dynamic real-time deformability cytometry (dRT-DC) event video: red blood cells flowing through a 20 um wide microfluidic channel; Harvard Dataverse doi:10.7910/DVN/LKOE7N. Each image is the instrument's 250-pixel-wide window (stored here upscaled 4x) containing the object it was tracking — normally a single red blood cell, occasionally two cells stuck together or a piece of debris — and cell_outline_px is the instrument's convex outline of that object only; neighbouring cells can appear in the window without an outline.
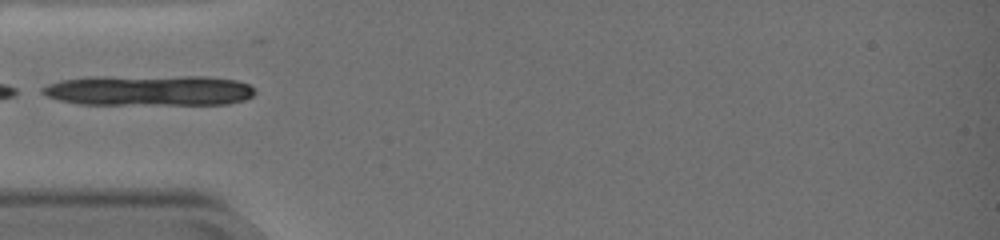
{"species": "common noctule bat (a hibernating species)", "species_latin": "Nyctalus noctula", "temperature_condition": "warm", "stored_images_in_passage": 39, "camera_frame_rate_fps": 3000, "um_per_image_px": 0.085, "animal": {"sex": "female", "body_mass_g": 19.0, "forearm_length_mm": 51.5}, "frame": {"image": 1, "passage_image": 1, "time_ms": 0.0, "image_size_px": [1000, 240], "cell_outline_px": [[256, 92], [252, 96], [244, 100], [228, 104], [80, 104], [60, 100], [48, 96], [40, 92], [40, 88], [48, 84], [60, 80], [88, 76], [208, 76], [236, 80], [248, 84]], "centroid_in_image_um": [12.66, 7.67], "position_along_channel_um": 72.3, "area_um2": 38.32}}